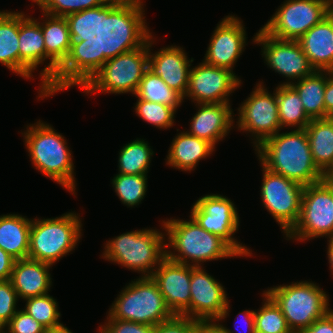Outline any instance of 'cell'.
I'll return each mask as SVG.
<instances>
[{
  "label": "cell",
  "instance_id": "cell-1",
  "mask_svg": "<svg viewBox=\"0 0 333 333\" xmlns=\"http://www.w3.org/2000/svg\"><path fill=\"white\" fill-rule=\"evenodd\" d=\"M144 18L114 32L92 34L87 66L75 82L85 94H135L148 69V26Z\"/></svg>",
  "mask_w": 333,
  "mask_h": 333
},
{
  "label": "cell",
  "instance_id": "cell-2",
  "mask_svg": "<svg viewBox=\"0 0 333 333\" xmlns=\"http://www.w3.org/2000/svg\"><path fill=\"white\" fill-rule=\"evenodd\" d=\"M41 30L46 60L41 69L38 98H47L75 86L87 66L91 33L77 20L42 13ZM45 19V20H44ZM40 93V94H39Z\"/></svg>",
  "mask_w": 333,
  "mask_h": 333
},
{
  "label": "cell",
  "instance_id": "cell-3",
  "mask_svg": "<svg viewBox=\"0 0 333 333\" xmlns=\"http://www.w3.org/2000/svg\"><path fill=\"white\" fill-rule=\"evenodd\" d=\"M51 16L77 20L91 34L114 32L143 20L142 0H31Z\"/></svg>",
  "mask_w": 333,
  "mask_h": 333
},
{
  "label": "cell",
  "instance_id": "cell-4",
  "mask_svg": "<svg viewBox=\"0 0 333 333\" xmlns=\"http://www.w3.org/2000/svg\"><path fill=\"white\" fill-rule=\"evenodd\" d=\"M278 132L255 151L260 164L303 186L318 183L325 175L315 165L305 129Z\"/></svg>",
  "mask_w": 333,
  "mask_h": 333
},
{
  "label": "cell",
  "instance_id": "cell-5",
  "mask_svg": "<svg viewBox=\"0 0 333 333\" xmlns=\"http://www.w3.org/2000/svg\"><path fill=\"white\" fill-rule=\"evenodd\" d=\"M161 224L168 236L166 257L173 262L199 267L206 261L241 257L225 240L207 232L191 216L188 221L170 218Z\"/></svg>",
  "mask_w": 333,
  "mask_h": 333
},
{
  "label": "cell",
  "instance_id": "cell-6",
  "mask_svg": "<svg viewBox=\"0 0 333 333\" xmlns=\"http://www.w3.org/2000/svg\"><path fill=\"white\" fill-rule=\"evenodd\" d=\"M26 129L22 136L35 169L76 195L72 151L64 136L42 120L27 125Z\"/></svg>",
  "mask_w": 333,
  "mask_h": 333
},
{
  "label": "cell",
  "instance_id": "cell-7",
  "mask_svg": "<svg viewBox=\"0 0 333 333\" xmlns=\"http://www.w3.org/2000/svg\"><path fill=\"white\" fill-rule=\"evenodd\" d=\"M165 232L158 229L133 230L106 241L102 258L151 277L166 257Z\"/></svg>",
  "mask_w": 333,
  "mask_h": 333
},
{
  "label": "cell",
  "instance_id": "cell-8",
  "mask_svg": "<svg viewBox=\"0 0 333 333\" xmlns=\"http://www.w3.org/2000/svg\"><path fill=\"white\" fill-rule=\"evenodd\" d=\"M80 215L68 212L55 218L32 219L28 258L54 265L75 250L82 235Z\"/></svg>",
  "mask_w": 333,
  "mask_h": 333
},
{
  "label": "cell",
  "instance_id": "cell-9",
  "mask_svg": "<svg viewBox=\"0 0 333 333\" xmlns=\"http://www.w3.org/2000/svg\"><path fill=\"white\" fill-rule=\"evenodd\" d=\"M174 316L152 277H139L119 292L109 308L106 319L155 326Z\"/></svg>",
  "mask_w": 333,
  "mask_h": 333
},
{
  "label": "cell",
  "instance_id": "cell-10",
  "mask_svg": "<svg viewBox=\"0 0 333 333\" xmlns=\"http://www.w3.org/2000/svg\"><path fill=\"white\" fill-rule=\"evenodd\" d=\"M264 292L280 308L292 333L310 326L332 310L326 292L309 280L270 287Z\"/></svg>",
  "mask_w": 333,
  "mask_h": 333
},
{
  "label": "cell",
  "instance_id": "cell-11",
  "mask_svg": "<svg viewBox=\"0 0 333 333\" xmlns=\"http://www.w3.org/2000/svg\"><path fill=\"white\" fill-rule=\"evenodd\" d=\"M324 236L333 237V183L326 178L304 186L300 216L286 240L303 242Z\"/></svg>",
  "mask_w": 333,
  "mask_h": 333
},
{
  "label": "cell",
  "instance_id": "cell-12",
  "mask_svg": "<svg viewBox=\"0 0 333 333\" xmlns=\"http://www.w3.org/2000/svg\"><path fill=\"white\" fill-rule=\"evenodd\" d=\"M329 14V0H286L262 29L274 38L297 41Z\"/></svg>",
  "mask_w": 333,
  "mask_h": 333
},
{
  "label": "cell",
  "instance_id": "cell-13",
  "mask_svg": "<svg viewBox=\"0 0 333 333\" xmlns=\"http://www.w3.org/2000/svg\"><path fill=\"white\" fill-rule=\"evenodd\" d=\"M261 203L280 225L283 235H287L297 224L304 186L280 174L270 171L263 165Z\"/></svg>",
  "mask_w": 333,
  "mask_h": 333
},
{
  "label": "cell",
  "instance_id": "cell-14",
  "mask_svg": "<svg viewBox=\"0 0 333 333\" xmlns=\"http://www.w3.org/2000/svg\"><path fill=\"white\" fill-rule=\"evenodd\" d=\"M191 217L207 232L225 240L240 256H252L245 244L233 235L239 228V215L232 200L220 194H207L198 198L191 208Z\"/></svg>",
  "mask_w": 333,
  "mask_h": 333
},
{
  "label": "cell",
  "instance_id": "cell-15",
  "mask_svg": "<svg viewBox=\"0 0 333 333\" xmlns=\"http://www.w3.org/2000/svg\"><path fill=\"white\" fill-rule=\"evenodd\" d=\"M259 81L238 109L237 129L250 133L256 149L267 138L281 131L276 89L271 94Z\"/></svg>",
  "mask_w": 333,
  "mask_h": 333
},
{
  "label": "cell",
  "instance_id": "cell-16",
  "mask_svg": "<svg viewBox=\"0 0 333 333\" xmlns=\"http://www.w3.org/2000/svg\"><path fill=\"white\" fill-rule=\"evenodd\" d=\"M252 40L253 43L263 47L261 55L264 58V63L275 73L287 78L288 81L286 80L282 85H291V83L309 76L315 71L298 41L274 38L262 28Z\"/></svg>",
  "mask_w": 333,
  "mask_h": 333
},
{
  "label": "cell",
  "instance_id": "cell-17",
  "mask_svg": "<svg viewBox=\"0 0 333 333\" xmlns=\"http://www.w3.org/2000/svg\"><path fill=\"white\" fill-rule=\"evenodd\" d=\"M229 69L209 65L204 61L192 66L188 88L183 97L194 104L229 103V96L241 86L242 80Z\"/></svg>",
  "mask_w": 333,
  "mask_h": 333
},
{
  "label": "cell",
  "instance_id": "cell-18",
  "mask_svg": "<svg viewBox=\"0 0 333 333\" xmlns=\"http://www.w3.org/2000/svg\"><path fill=\"white\" fill-rule=\"evenodd\" d=\"M224 289L203 266H191L190 318L200 322L225 320L229 316L230 301Z\"/></svg>",
  "mask_w": 333,
  "mask_h": 333
},
{
  "label": "cell",
  "instance_id": "cell-19",
  "mask_svg": "<svg viewBox=\"0 0 333 333\" xmlns=\"http://www.w3.org/2000/svg\"><path fill=\"white\" fill-rule=\"evenodd\" d=\"M243 21L234 15L225 16L217 24L208 44L203 61L209 65L233 71L246 46Z\"/></svg>",
  "mask_w": 333,
  "mask_h": 333
},
{
  "label": "cell",
  "instance_id": "cell-20",
  "mask_svg": "<svg viewBox=\"0 0 333 333\" xmlns=\"http://www.w3.org/2000/svg\"><path fill=\"white\" fill-rule=\"evenodd\" d=\"M151 277L157 283L172 313L190 318L191 266L173 262L165 257Z\"/></svg>",
  "mask_w": 333,
  "mask_h": 333
},
{
  "label": "cell",
  "instance_id": "cell-21",
  "mask_svg": "<svg viewBox=\"0 0 333 333\" xmlns=\"http://www.w3.org/2000/svg\"><path fill=\"white\" fill-rule=\"evenodd\" d=\"M149 29L148 27V70L159 76L169 88L184 97L188 88L193 58L188 59L184 48L176 45L160 48L153 54L151 47L155 40Z\"/></svg>",
  "mask_w": 333,
  "mask_h": 333
},
{
  "label": "cell",
  "instance_id": "cell-22",
  "mask_svg": "<svg viewBox=\"0 0 333 333\" xmlns=\"http://www.w3.org/2000/svg\"><path fill=\"white\" fill-rule=\"evenodd\" d=\"M197 112L191 119L188 134L204 139L214 147L234 127V113L230 103L195 104Z\"/></svg>",
  "mask_w": 333,
  "mask_h": 333
},
{
  "label": "cell",
  "instance_id": "cell-23",
  "mask_svg": "<svg viewBox=\"0 0 333 333\" xmlns=\"http://www.w3.org/2000/svg\"><path fill=\"white\" fill-rule=\"evenodd\" d=\"M19 76L30 79L39 64L46 60V48L38 19L20 12Z\"/></svg>",
  "mask_w": 333,
  "mask_h": 333
},
{
  "label": "cell",
  "instance_id": "cell-24",
  "mask_svg": "<svg viewBox=\"0 0 333 333\" xmlns=\"http://www.w3.org/2000/svg\"><path fill=\"white\" fill-rule=\"evenodd\" d=\"M51 268L50 264L29 258L15 260L10 281L19 299L48 294L52 286Z\"/></svg>",
  "mask_w": 333,
  "mask_h": 333
},
{
  "label": "cell",
  "instance_id": "cell-25",
  "mask_svg": "<svg viewBox=\"0 0 333 333\" xmlns=\"http://www.w3.org/2000/svg\"><path fill=\"white\" fill-rule=\"evenodd\" d=\"M297 41L315 70L333 71L332 14L327 15Z\"/></svg>",
  "mask_w": 333,
  "mask_h": 333
},
{
  "label": "cell",
  "instance_id": "cell-26",
  "mask_svg": "<svg viewBox=\"0 0 333 333\" xmlns=\"http://www.w3.org/2000/svg\"><path fill=\"white\" fill-rule=\"evenodd\" d=\"M215 151V147L208 141L179 132L170 145L166 164L181 171H193L199 161L206 159Z\"/></svg>",
  "mask_w": 333,
  "mask_h": 333
},
{
  "label": "cell",
  "instance_id": "cell-27",
  "mask_svg": "<svg viewBox=\"0 0 333 333\" xmlns=\"http://www.w3.org/2000/svg\"><path fill=\"white\" fill-rule=\"evenodd\" d=\"M31 223L19 214L0 216V248L15 260L28 258Z\"/></svg>",
  "mask_w": 333,
  "mask_h": 333
},
{
  "label": "cell",
  "instance_id": "cell-28",
  "mask_svg": "<svg viewBox=\"0 0 333 333\" xmlns=\"http://www.w3.org/2000/svg\"><path fill=\"white\" fill-rule=\"evenodd\" d=\"M305 130L314 163L326 176L333 168V117L311 119Z\"/></svg>",
  "mask_w": 333,
  "mask_h": 333
},
{
  "label": "cell",
  "instance_id": "cell-29",
  "mask_svg": "<svg viewBox=\"0 0 333 333\" xmlns=\"http://www.w3.org/2000/svg\"><path fill=\"white\" fill-rule=\"evenodd\" d=\"M327 83V71L315 70L291 86L299 94L305 113L311 119L326 118L324 94Z\"/></svg>",
  "mask_w": 333,
  "mask_h": 333
},
{
  "label": "cell",
  "instance_id": "cell-30",
  "mask_svg": "<svg viewBox=\"0 0 333 333\" xmlns=\"http://www.w3.org/2000/svg\"><path fill=\"white\" fill-rule=\"evenodd\" d=\"M20 12L0 10V63L19 75Z\"/></svg>",
  "mask_w": 333,
  "mask_h": 333
},
{
  "label": "cell",
  "instance_id": "cell-31",
  "mask_svg": "<svg viewBox=\"0 0 333 333\" xmlns=\"http://www.w3.org/2000/svg\"><path fill=\"white\" fill-rule=\"evenodd\" d=\"M276 98L281 128L305 129L311 118L305 113L296 90L280 83L276 87Z\"/></svg>",
  "mask_w": 333,
  "mask_h": 333
},
{
  "label": "cell",
  "instance_id": "cell-32",
  "mask_svg": "<svg viewBox=\"0 0 333 333\" xmlns=\"http://www.w3.org/2000/svg\"><path fill=\"white\" fill-rule=\"evenodd\" d=\"M154 151L145 139L136 138L119 152L118 174L147 175Z\"/></svg>",
  "mask_w": 333,
  "mask_h": 333
},
{
  "label": "cell",
  "instance_id": "cell-33",
  "mask_svg": "<svg viewBox=\"0 0 333 333\" xmlns=\"http://www.w3.org/2000/svg\"><path fill=\"white\" fill-rule=\"evenodd\" d=\"M134 95L139 99L171 106L176 111L184 102L179 93L169 88L159 76L154 75L148 69Z\"/></svg>",
  "mask_w": 333,
  "mask_h": 333
},
{
  "label": "cell",
  "instance_id": "cell-34",
  "mask_svg": "<svg viewBox=\"0 0 333 333\" xmlns=\"http://www.w3.org/2000/svg\"><path fill=\"white\" fill-rule=\"evenodd\" d=\"M148 175L116 174L112 179V187L120 201L127 207L141 204L147 191Z\"/></svg>",
  "mask_w": 333,
  "mask_h": 333
},
{
  "label": "cell",
  "instance_id": "cell-35",
  "mask_svg": "<svg viewBox=\"0 0 333 333\" xmlns=\"http://www.w3.org/2000/svg\"><path fill=\"white\" fill-rule=\"evenodd\" d=\"M263 303L255 310V330L263 333H292L276 303L263 291Z\"/></svg>",
  "mask_w": 333,
  "mask_h": 333
},
{
  "label": "cell",
  "instance_id": "cell-36",
  "mask_svg": "<svg viewBox=\"0 0 333 333\" xmlns=\"http://www.w3.org/2000/svg\"><path fill=\"white\" fill-rule=\"evenodd\" d=\"M24 311L42 324L46 329L62 324L58 302L50 294L25 299Z\"/></svg>",
  "mask_w": 333,
  "mask_h": 333
},
{
  "label": "cell",
  "instance_id": "cell-37",
  "mask_svg": "<svg viewBox=\"0 0 333 333\" xmlns=\"http://www.w3.org/2000/svg\"><path fill=\"white\" fill-rule=\"evenodd\" d=\"M134 109L136 116L158 129H168L174 125L176 110L171 106L138 98Z\"/></svg>",
  "mask_w": 333,
  "mask_h": 333
},
{
  "label": "cell",
  "instance_id": "cell-38",
  "mask_svg": "<svg viewBox=\"0 0 333 333\" xmlns=\"http://www.w3.org/2000/svg\"><path fill=\"white\" fill-rule=\"evenodd\" d=\"M19 297L10 280L0 281V330L10 322L17 310Z\"/></svg>",
  "mask_w": 333,
  "mask_h": 333
},
{
  "label": "cell",
  "instance_id": "cell-39",
  "mask_svg": "<svg viewBox=\"0 0 333 333\" xmlns=\"http://www.w3.org/2000/svg\"><path fill=\"white\" fill-rule=\"evenodd\" d=\"M2 331L4 333H45L46 328L21 309L15 313Z\"/></svg>",
  "mask_w": 333,
  "mask_h": 333
},
{
  "label": "cell",
  "instance_id": "cell-40",
  "mask_svg": "<svg viewBox=\"0 0 333 333\" xmlns=\"http://www.w3.org/2000/svg\"><path fill=\"white\" fill-rule=\"evenodd\" d=\"M199 322L175 315L173 318L153 326V333H196Z\"/></svg>",
  "mask_w": 333,
  "mask_h": 333
},
{
  "label": "cell",
  "instance_id": "cell-41",
  "mask_svg": "<svg viewBox=\"0 0 333 333\" xmlns=\"http://www.w3.org/2000/svg\"><path fill=\"white\" fill-rule=\"evenodd\" d=\"M98 333H153V326L132 321L107 319L98 328Z\"/></svg>",
  "mask_w": 333,
  "mask_h": 333
},
{
  "label": "cell",
  "instance_id": "cell-42",
  "mask_svg": "<svg viewBox=\"0 0 333 333\" xmlns=\"http://www.w3.org/2000/svg\"><path fill=\"white\" fill-rule=\"evenodd\" d=\"M297 333H333V310Z\"/></svg>",
  "mask_w": 333,
  "mask_h": 333
},
{
  "label": "cell",
  "instance_id": "cell-43",
  "mask_svg": "<svg viewBox=\"0 0 333 333\" xmlns=\"http://www.w3.org/2000/svg\"><path fill=\"white\" fill-rule=\"evenodd\" d=\"M15 259L0 248V281L10 280Z\"/></svg>",
  "mask_w": 333,
  "mask_h": 333
},
{
  "label": "cell",
  "instance_id": "cell-44",
  "mask_svg": "<svg viewBox=\"0 0 333 333\" xmlns=\"http://www.w3.org/2000/svg\"><path fill=\"white\" fill-rule=\"evenodd\" d=\"M324 103L326 118L333 117V71H327V83L325 87Z\"/></svg>",
  "mask_w": 333,
  "mask_h": 333
},
{
  "label": "cell",
  "instance_id": "cell-45",
  "mask_svg": "<svg viewBox=\"0 0 333 333\" xmlns=\"http://www.w3.org/2000/svg\"><path fill=\"white\" fill-rule=\"evenodd\" d=\"M196 333H234L231 329L216 323V321L211 322H199L197 326Z\"/></svg>",
  "mask_w": 333,
  "mask_h": 333
},
{
  "label": "cell",
  "instance_id": "cell-46",
  "mask_svg": "<svg viewBox=\"0 0 333 333\" xmlns=\"http://www.w3.org/2000/svg\"><path fill=\"white\" fill-rule=\"evenodd\" d=\"M241 313L239 312L238 315H239V317L241 315L243 316L242 320L244 319V321L242 323L245 324V326H246L245 330H247L244 333H254V331H255V311L254 310H244ZM237 332H239V330ZM241 333H243V332H241Z\"/></svg>",
  "mask_w": 333,
  "mask_h": 333
},
{
  "label": "cell",
  "instance_id": "cell-47",
  "mask_svg": "<svg viewBox=\"0 0 333 333\" xmlns=\"http://www.w3.org/2000/svg\"><path fill=\"white\" fill-rule=\"evenodd\" d=\"M328 247H327V258L329 261V268L331 269L332 275H333V237L328 238Z\"/></svg>",
  "mask_w": 333,
  "mask_h": 333
},
{
  "label": "cell",
  "instance_id": "cell-48",
  "mask_svg": "<svg viewBox=\"0 0 333 333\" xmlns=\"http://www.w3.org/2000/svg\"><path fill=\"white\" fill-rule=\"evenodd\" d=\"M45 333H73L70 329H68L65 325L60 324L53 328L46 329Z\"/></svg>",
  "mask_w": 333,
  "mask_h": 333
},
{
  "label": "cell",
  "instance_id": "cell-49",
  "mask_svg": "<svg viewBox=\"0 0 333 333\" xmlns=\"http://www.w3.org/2000/svg\"><path fill=\"white\" fill-rule=\"evenodd\" d=\"M325 178L329 181V182H331V183H333V168L330 170V172L325 176Z\"/></svg>",
  "mask_w": 333,
  "mask_h": 333
},
{
  "label": "cell",
  "instance_id": "cell-50",
  "mask_svg": "<svg viewBox=\"0 0 333 333\" xmlns=\"http://www.w3.org/2000/svg\"><path fill=\"white\" fill-rule=\"evenodd\" d=\"M330 14L333 15V0H329Z\"/></svg>",
  "mask_w": 333,
  "mask_h": 333
},
{
  "label": "cell",
  "instance_id": "cell-51",
  "mask_svg": "<svg viewBox=\"0 0 333 333\" xmlns=\"http://www.w3.org/2000/svg\"><path fill=\"white\" fill-rule=\"evenodd\" d=\"M254 333H263V332H260V331L255 330Z\"/></svg>",
  "mask_w": 333,
  "mask_h": 333
}]
</instances>
